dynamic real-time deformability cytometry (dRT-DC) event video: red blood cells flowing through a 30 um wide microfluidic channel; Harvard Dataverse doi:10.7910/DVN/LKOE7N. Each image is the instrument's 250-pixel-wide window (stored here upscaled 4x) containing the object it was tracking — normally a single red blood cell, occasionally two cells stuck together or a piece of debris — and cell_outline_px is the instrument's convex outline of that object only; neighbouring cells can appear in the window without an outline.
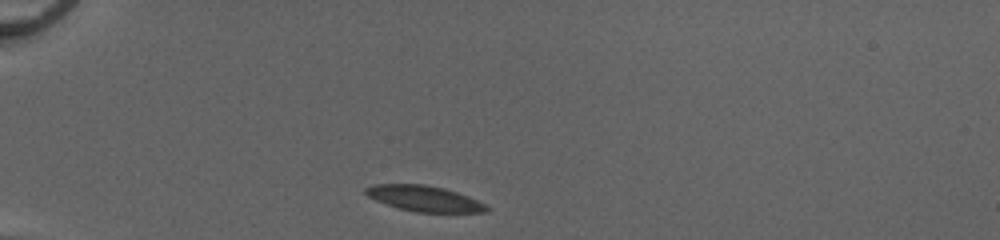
{"species": "common noctule bat (a hibernating species)", "species_latin": "Nyctalus noctula", "temperature_condition": "cold", "stored_images_in_passage": 22, "camera_frame_rate_fps": 3000, "um_per_image_px": 0.085, "animal": {"sex": "female", "body_mass_g": 20.0, "forearm_length_mm": 54.0}, "frame": {"image": 1, "passage_image": 1, "time_ms": 0.0, "image_size_px": [1000, 240], "cell_outline_px": [[488, 208], [484, 212], [416, 212], [400, 208], [376, 200], [368, 196], [364, 192], [364, 188], [372, 184], [424, 184], [444, 188], [456, 192], [476, 200], [484, 204]], "centroid_in_image_um": [36.0, 16.86], "position_along_channel_um": 49.0, "area_um2": 17.74}}
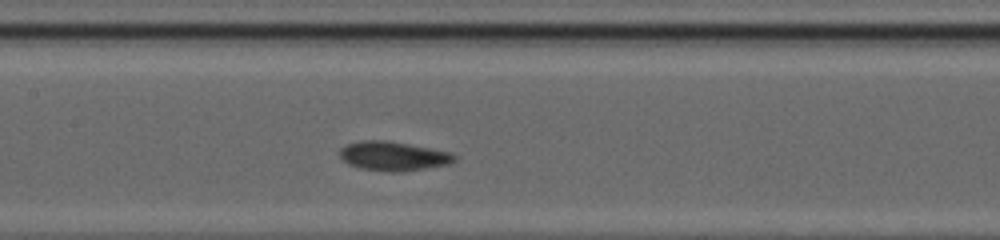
{"frame": {"image": 2, "passage_image": 13, "time_ms": 4.0, "image_size_px": [1000, 240], "cell_outline_px": [[456, 160], [448, 164], [400, 172], [392, 172], [360, 168], [348, 164], [340, 156], [340, 148], [348, 144], [360, 140], [384, 140], [408, 144], [452, 152], [456, 156]], "centroid_in_image_um": [33.43, 13.26], "position_along_channel_um": 174.0, "area_um2": 19.36}}
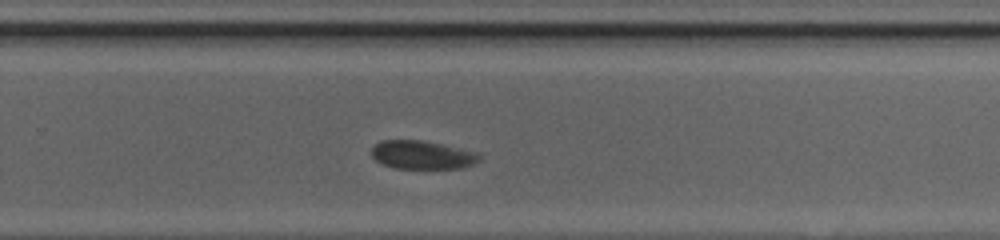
{"frame": {"image": 3, "passage_image": 22, "time_ms": 7.0, "image_size_px": [1000, 240], "cell_outline_px": [[480, 160], [472, 164], [460, 168], [392, 168], [376, 160], [372, 156], [372, 148], [380, 140], [420, 140], [440, 144], [472, 152], [480, 156]], "centroid_in_image_um": [35.82, 13.17], "position_along_channel_um": 294.0, "area_um2": 17.4}}